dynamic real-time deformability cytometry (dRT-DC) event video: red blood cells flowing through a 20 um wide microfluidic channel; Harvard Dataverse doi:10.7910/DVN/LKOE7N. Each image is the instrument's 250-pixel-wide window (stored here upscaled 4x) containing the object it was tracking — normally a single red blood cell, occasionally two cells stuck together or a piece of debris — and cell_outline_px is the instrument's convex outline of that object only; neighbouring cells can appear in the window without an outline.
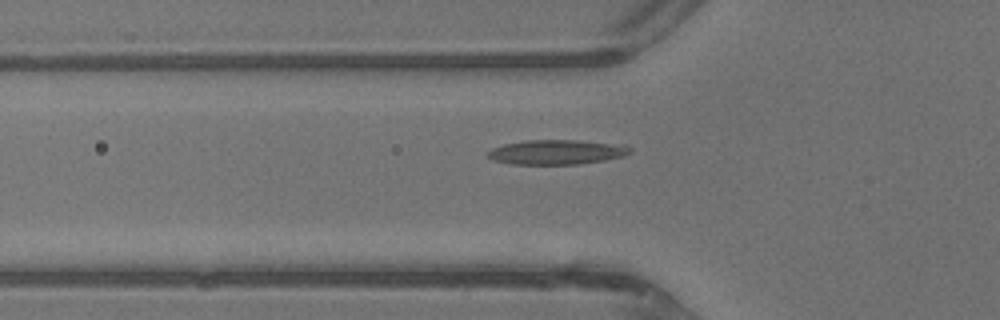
{"species": "common noctule bat (a hibernating species)", "species_latin": "Nyctalus noctula", "temperature_condition": "warm", "stored_images_in_passage": 37, "camera_frame_rate_fps": 3000, "um_per_image_px": 0.085, "animal": {"sex": "male", "body_mass_g": 13.3}, "frame": {"image": 1, "passage_image": 12, "time_ms": 3.667, "image_size_px": [1000, 320], "cell_outline_px": [[632, 152], [624, 156], [604, 160], [580, 164], [512, 164], [492, 160], [484, 156], [492, 148], [504, 144], [524, 140], [580, 140], [628, 144], [632, 148]], "centroid_in_image_um": [47.36, 12.92], "position_along_channel_um": 78.4, "area_um2": 20.87}}
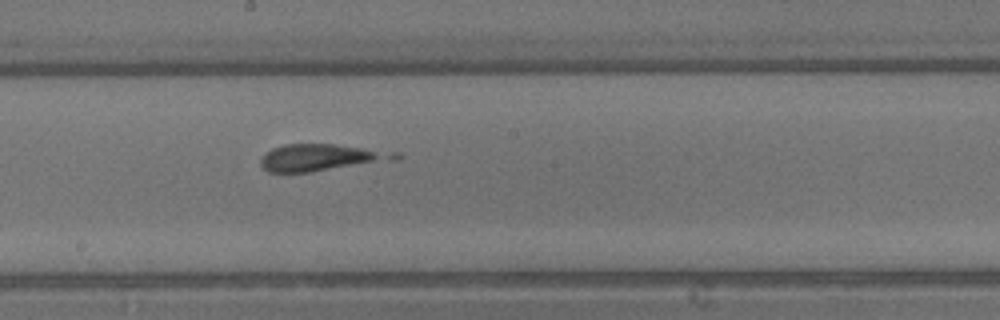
{"frame": {"image": 2, "passage_image": 21, "time_ms": 6.667, "image_size_px": [1000, 320], "cell_outline_px": [[404, 156], [396, 160], [312, 172], [268, 172], [260, 164], [260, 160], [264, 152], [272, 148], [284, 144], [332, 144], [400, 152]], "centroid_in_image_um": [27.33, 13.39], "position_along_channel_um": 220.9, "area_um2": 21.33}}
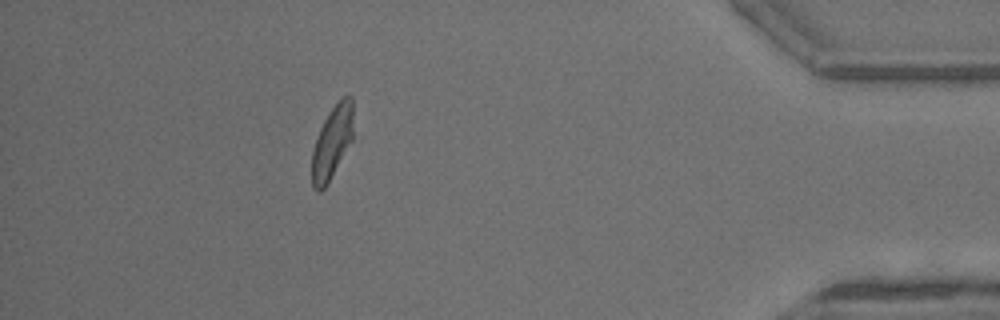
{"frame": {"image": 3, "passage_image": 36, "time_ms": 11.667, "image_size_px": [1000, 320], "cell_outline_px": [[352, 140], [328, 184], [320, 192], [316, 192], [312, 188], [312, 152], [320, 128], [328, 112], [344, 96], [352, 96]], "centroid_in_image_um": [28.21, 12.16], "position_along_channel_um": 407.0, "area_um2": 17.4}}